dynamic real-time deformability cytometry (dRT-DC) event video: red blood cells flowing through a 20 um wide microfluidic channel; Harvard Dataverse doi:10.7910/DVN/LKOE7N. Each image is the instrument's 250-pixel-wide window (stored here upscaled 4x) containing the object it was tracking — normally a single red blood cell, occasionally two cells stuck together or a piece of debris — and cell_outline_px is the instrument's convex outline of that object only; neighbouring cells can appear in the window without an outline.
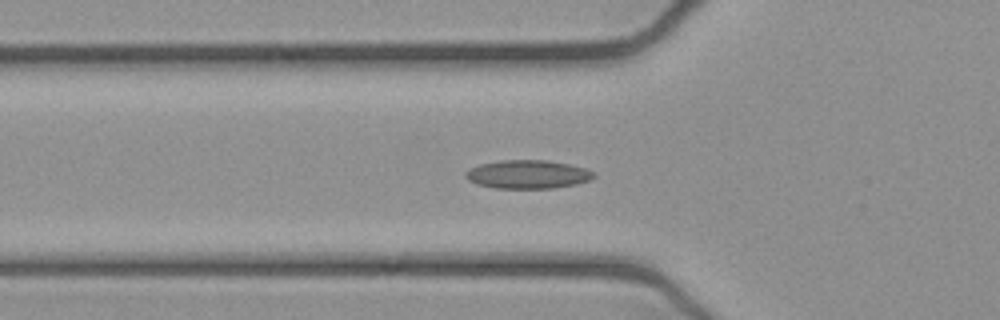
{"species": "common noctule bat (a hibernating species)", "species_latin": "Nyctalus noctula", "temperature_condition": "cold", "stored_images_in_passage": 45, "camera_frame_rate_fps": 3000, "um_per_image_px": 0.085, "animal": {"sex": "female", "body_mass_g": 21.9}, "frame": {"image": 1, "passage_image": 17, "time_ms": 5.333, "image_size_px": [1000, 320], "cell_outline_px": [[596, 176], [592, 180], [576, 184], [552, 188], [496, 188], [476, 184], [468, 180], [464, 176], [464, 172], [468, 168], [480, 164], [500, 160], [548, 160], [568, 164], [584, 168], [596, 172]], "centroid_in_image_um": [44.85, 14.81], "position_along_channel_um": 81.0, "area_um2": 21.5}}
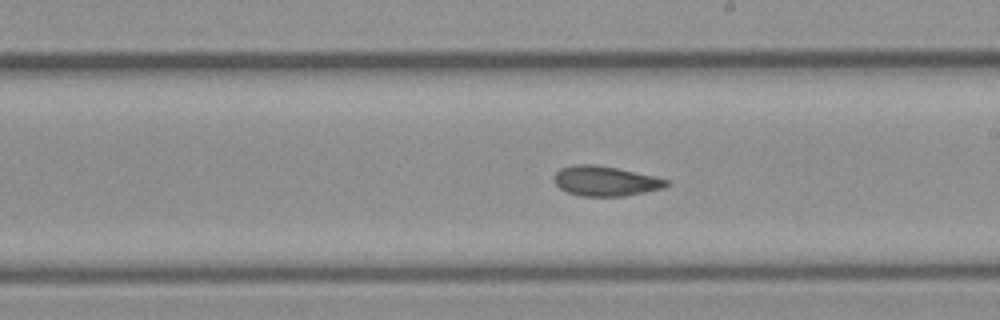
{"frame": {"image": 2, "passage_image": 29, "time_ms": 9.333, "image_size_px": [1000, 320], "cell_outline_px": [[668, 184], [664, 188], [624, 196], [580, 196], [568, 192], [560, 188], [556, 184], [552, 176], [560, 168], [572, 164], [596, 164], [616, 168], [652, 176], [668, 180]], "centroid_in_image_um": [51.4, 15.38], "position_along_channel_um": 237.6, "area_um2": 19.48}}
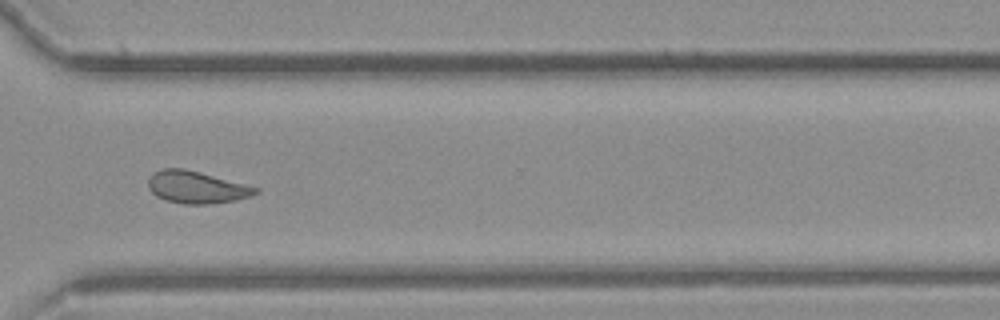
{"frame": {"image": 3, "passage_image": 38, "time_ms": 12.333, "image_size_px": [1000, 320], "cell_outline_px": [[260, 192], [236, 200], [204, 204], [184, 204], [164, 200], [156, 196], [148, 188], [148, 176], [152, 172], [164, 168], [184, 168], [200, 172], [260, 188]], "centroid_in_image_um": [16.66, 15.9], "position_along_channel_um": 353.9, "area_um2": 20.17}, "authors_computed_cell_mechanics": {"area_um2": 20.1722, "velocity_mm_per_s": 3.8853, "shape_relaxation_time_tau1_ms": null, "shape_relaxation_time_tau2_ms": 3.2242, "deformation_change_tau1": null, "deformation_change_tau2": 0.085}}